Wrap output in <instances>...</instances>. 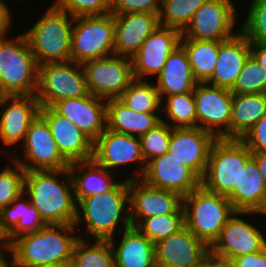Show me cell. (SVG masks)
<instances>
[{
    "mask_svg": "<svg viewBox=\"0 0 266 267\" xmlns=\"http://www.w3.org/2000/svg\"><path fill=\"white\" fill-rule=\"evenodd\" d=\"M24 193L47 225L74 224L77 201L69 169L25 171Z\"/></svg>",
    "mask_w": 266,
    "mask_h": 267,
    "instance_id": "cell-1",
    "label": "cell"
},
{
    "mask_svg": "<svg viewBox=\"0 0 266 267\" xmlns=\"http://www.w3.org/2000/svg\"><path fill=\"white\" fill-rule=\"evenodd\" d=\"M78 224H85L86 237L94 240H110L117 230L129 228V180L119 181L109 191L80 199L74 222L76 228Z\"/></svg>",
    "mask_w": 266,
    "mask_h": 267,
    "instance_id": "cell-2",
    "label": "cell"
},
{
    "mask_svg": "<svg viewBox=\"0 0 266 267\" xmlns=\"http://www.w3.org/2000/svg\"><path fill=\"white\" fill-rule=\"evenodd\" d=\"M74 224H48L34 233L15 238L11 243L15 267L43 264L70 266L72 252L80 235ZM75 233V234H73Z\"/></svg>",
    "mask_w": 266,
    "mask_h": 267,
    "instance_id": "cell-3",
    "label": "cell"
},
{
    "mask_svg": "<svg viewBox=\"0 0 266 267\" xmlns=\"http://www.w3.org/2000/svg\"><path fill=\"white\" fill-rule=\"evenodd\" d=\"M73 19L74 16L51 4L24 32L38 66L71 61Z\"/></svg>",
    "mask_w": 266,
    "mask_h": 267,
    "instance_id": "cell-4",
    "label": "cell"
},
{
    "mask_svg": "<svg viewBox=\"0 0 266 267\" xmlns=\"http://www.w3.org/2000/svg\"><path fill=\"white\" fill-rule=\"evenodd\" d=\"M38 64L25 33L0 37V90L4 95H36Z\"/></svg>",
    "mask_w": 266,
    "mask_h": 267,
    "instance_id": "cell-5",
    "label": "cell"
},
{
    "mask_svg": "<svg viewBox=\"0 0 266 267\" xmlns=\"http://www.w3.org/2000/svg\"><path fill=\"white\" fill-rule=\"evenodd\" d=\"M182 207L184 225L208 247L236 212L226 196L210 192L202 185L183 197Z\"/></svg>",
    "mask_w": 266,
    "mask_h": 267,
    "instance_id": "cell-6",
    "label": "cell"
},
{
    "mask_svg": "<svg viewBox=\"0 0 266 267\" xmlns=\"http://www.w3.org/2000/svg\"><path fill=\"white\" fill-rule=\"evenodd\" d=\"M251 152L240 139L217 138L210 149L201 185L208 191L227 196L238 184L241 170Z\"/></svg>",
    "mask_w": 266,
    "mask_h": 267,
    "instance_id": "cell-7",
    "label": "cell"
},
{
    "mask_svg": "<svg viewBox=\"0 0 266 267\" xmlns=\"http://www.w3.org/2000/svg\"><path fill=\"white\" fill-rule=\"evenodd\" d=\"M115 25L113 14L74 17L71 38V61L109 57L114 52Z\"/></svg>",
    "mask_w": 266,
    "mask_h": 267,
    "instance_id": "cell-8",
    "label": "cell"
},
{
    "mask_svg": "<svg viewBox=\"0 0 266 267\" xmlns=\"http://www.w3.org/2000/svg\"><path fill=\"white\" fill-rule=\"evenodd\" d=\"M88 94L82 64L69 61L38 66L36 98L40 106H52L57 101Z\"/></svg>",
    "mask_w": 266,
    "mask_h": 267,
    "instance_id": "cell-9",
    "label": "cell"
},
{
    "mask_svg": "<svg viewBox=\"0 0 266 267\" xmlns=\"http://www.w3.org/2000/svg\"><path fill=\"white\" fill-rule=\"evenodd\" d=\"M90 94L104 99H118L134 80L130 57L112 55L82 63Z\"/></svg>",
    "mask_w": 266,
    "mask_h": 267,
    "instance_id": "cell-10",
    "label": "cell"
},
{
    "mask_svg": "<svg viewBox=\"0 0 266 267\" xmlns=\"http://www.w3.org/2000/svg\"><path fill=\"white\" fill-rule=\"evenodd\" d=\"M233 2L207 0L194 13L181 37L198 41H227L235 37L240 31L234 32L238 14Z\"/></svg>",
    "mask_w": 266,
    "mask_h": 267,
    "instance_id": "cell-11",
    "label": "cell"
},
{
    "mask_svg": "<svg viewBox=\"0 0 266 267\" xmlns=\"http://www.w3.org/2000/svg\"><path fill=\"white\" fill-rule=\"evenodd\" d=\"M23 159L12 156L25 171L68 169L70 163L62 156L46 120L38 114L31 122L23 144Z\"/></svg>",
    "mask_w": 266,
    "mask_h": 267,
    "instance_id": "cell-12",
    "label": "cell"
},
{
    "mask_svg": "<svg viewBox=\"0 0 266 267\" xmlns=\"http://www.w3.org/2000/svg\"><path fill=\"white\" fill-rule=\"evenodd\" d=\"M93 159L107 170L118 175V168L127 164H137L141 167L134 169L128 180L141 179L146 163L141 152L140 139L137 136L118 133L107 129L94 141ZM117 170V171H116Z\"/></svg>",
    "mask_w": 266,
    "mask_h": 267,
    "instance_id": "cell-13",
    "label": "cell"
},
{
    "mask_svg": "<svg viewBox=\"0 0 266 267\" xmlns=\"http://www.w3.org/2000/svg\"><path fill=\"white\" fill-rule=\"evenodd\" d=\"M196 127L211 132L216 138L230 139L233 93L231 90L197 83L193 90Z\"/></svg>",
    "mask_w": 266,
    "mask_h": 267,
    "instance_id": "cell-14",
    "label": "cell"
},
{
    "mask_svg": "<svg viewBox=\"0 0 266 267\" xmlns=\"http://www.w3.org/2000/svg\"><path fill=\"white\" fill-rule=\"evenodd\" d=\"M266 215L256 211H236L222 229L218 238L209 247L216 256L233 259L262 251L266 247V235L262 230L243 219L241 215ZM241 217V218H240ZM260 229V230H259Z\"/></svg>",
    "mask_w": 266,
    "mask_h": 267,
    "instance_id": "cell-15",
    "label": "cell"
},
{
    "mask_svg": "<svg viewBox=\"0 0 266 267\" xmlns=\"http://www.w3.org/2000/svg\"><path fill=\"white\" fill-rule=\"evenodd\" d=\"M182 199L176 192L149 186L141 179L129 180L131 226L155 215L184 214Z\"/></svg>",
    "mask_w": 266,
    "mask_h": 267,
    "instance_id": "cell-16",
    "label": "cell"
},
{
    "mask_svg": "<svg viewBox=\"0 0 266 267\" xmlns=\"http://www.w3.org/2000/svg\"><path fill=\"white\" fill-rule=\"evenodd\" d=\"M181 32L159 25L131 57L134 79L147 80L157 76L169 54L180 45Z\"/></svg>",
    "mask_w": 266,
    "mask_h": 267,
    "instance_id": "cell-17",
    "label": "cell"
},
{
    "mask_svg": "<svg viewBox=\"0 0 266 267\" xmlns=\"http://www.w3.org/2000/svg\"><path fill=\"white\" fill-rule=\"evenodd\" d=\"M0 106L5 109L0 110L1 143L8 147L23 144L31 122L40 111L36 95H4Z\"/></svg>",
    "mask_w": 266,
    "mask_h": 267,
    "instance_id": "cell-18",
    "label": "cell"
},
{
    "mask_svg": "<svg viewBox=\"0 0 266 267\" xmlns=\"http://www.w3.org/2000/svg\"><path fill=\"white\" fill-rule=\"evenodd\" d=\"M216 139L211 132L199 127L173 128L168 153L202 179L211 146Z\"/></svg>",
    "mask_w": 266,
    "mask_h": 267,
    "instance_id": "cell-19",
    "label": "cell"
},
{
    "mask_svg": "<svg viewBox=\"0 0 266 267\" xmlns=\"http://www.w3.org/2000/svg\"><path fill=\"white\" fill-rule=\"evenodd\" d=\"M208 252L209 247L184 225L155 244L156 267H197Z\"/></svg>",
    "mask_w": 266,
    "mask_h": 267,
    "instance_id": "cell-20",
    "label": "cell"
},
{
    "mask_svg": "<svg viewBox=\"0 0 266 267\" xmlns=\"http://www.w3.org/2000/svg\"><path fill=\"white\" fill-rule=\"evenodd\" d=\"M141 180L149 186L176 192L181 197L201 185V179L169 153L150 160Z\"/></svg>",
    "mask_w": 266,
    "mask_h": 267,
    "instance_id": "cell-21",
    "label": "cell"
},
{
    "mask_svg": "<svg viewBox=\"0 0 266 267\" xmlns=\"http://www.w3.org/2000/svg\"><path fill=\"white\" fill-rule=\"evenodd\" d=\"M106 104V100L89 93L57 101L51 107L94 142L107 128Z\"/></svg>",
    "mask_w": 266,
    "mask_h": 267,
    "instance_id": "cell-22",
    "label": "cell"
},
{
    "mask_svg": "<svg viewBox=\"0 0 266 267\" xmlns=\"http://www.w3.org/2000/svg\"><path fill=\"white\" fill-rule=\"evenodd\" d=\"M39 114L48 123L62 156L69 162L93 159L94 142L51 106H40Z\"/></svg>",
    "mask_w": 266,
    "mask_h": 267,
    "instance_id": "cell-23",
    "label": "cell"
},
{
    "mask_svg": "<svg viewBox=\"0 0 266 267\" xmlns=\"http://www.w3.org/2000/svg\"><path fill=\"white\" fill-rule=\"evenodd\" d=\"M115 55L132 57L144 40L160 25L158 14H113Z\"/></svg>",
    "mask_w": 266,
    "mask_h": 267,
    "instance_id": "cell-24",
    "label": "cell"
},
{
    "mask_svg": "<svg viewBox=\"0 0 266 267\" xmlns=\"http://www.w3.org/2000/svg\"><path fill=\"white\" fill-rule=\"evenodd\" d=\"M249 55L250 41L241 32L224 41L219 46L213 75L206 83L231 90Z\"/></svg>",
    "mask_w": 266,
    "mask_h": 267,
    "instance_id": "cell-25",
    "label": "cell"
},
{
    "mask_svg": "<svg viewBox=\"0 0 266 267\" xmlns=\"http://www.w3.org/2000/svg\"><path fill=\"white\" fill-rule=\"evenodd\" d=\"M46 225L24 192L0 211V236L9 244L15 238L39 231Z\"/></svg>",
    "mask_w": 266,
    "mask_h": 267,
    "instance_id": "cell-26",
    "label": "cell"
},
{
    "mask_svg": "<svg viewBox=\"0 0 266 267\" xmlns=\"http://www.w3.org/2000/svg\"><path fill=\"white\" fill-rule=\"evenodd\" d=\"M121 240L111 238L115 267H156L155 244L136 227L121 231Z\"/></svg>",
    "mask_w": 266,
    "mask_h": 267,
    "instance_id": "cell-27",
    "label": "cell"
},
{
    "mask_svg": "<svg viewBox=\"0 0 266 267\" xmlns=\"http://www.w3.org/2000/svg\"><path fill=\"white\" fill-rule=\"evenodd\" d=\"M154 82L163 100L166 96L190 92L198 83L192 73L187 53L184 48L177 46L168 56L163 70Z\"/></svg>",
    "mask_w": 266,
    "mask_h": 267,
    "instance_id": "cell-28",
    "label": "cell"
},
{
    "mask_svg": "<svg viewBox=\"0 0 266 267\" xmlns=\"http://www.w3.org/2000/svg\"><path fill=\"white\" fill-rule=\"evenodd\" d=\"M226 197L236 211H256L266 214V188L252 158L241 170L238 184Z\"/></svg>",
    "mask_w": 266,
    "mask_h": 267,
    "instance_id": "cell-29",
    "label": "cell"
},
{
    "mask_svg": "<svg viewBox=\"0 0 266 267\" xmlns=\"http://www.w3.org/2000/svg\"><path fill=\"white\" fill-rule=\"evenodd\" d=\"M68 169L77 202L84 197L109 191L120 181L114 178L117 174L99 165L94 159L70 163Z\"/></svg>",
    "mask_w": 266,
    "mask_h": 267,
    "instance_id": "cell-30",
    "label": "cell"
},
{
    "mask_svg": "<svg viewBox=\"0 0 266 267\" xmlns=\"http://www.w3.org/2000/svg\"><path fill=\"white\" fill-rule=\"evenodd\" d=\"M160 113L135 112L119 99L107 100V129L140 137L162 122Z\"/></svg>",
    "mask_w": 266,
    "mask_h": 267,
    "instance_id": "cell-31",
    "label": "cell"
},
{
    "mask_svg": "<svg viewBox=\"0 0 266 267\" xmlns=\"http://www.w3.org/2000/svg\"><path fill=\"white\" fill-rule=\"evenodd\" d=\"M266 114V93L233 94L230 139H241Z\"/></svg>",
    "mask_w": 266,
    "mask_h": 267,
    "instance_id": "cell-32",
    "label": "cell"
},
{
    "mask_svg": "<svg viewBox=\"0 0 266 267\" xmlns=\"http://www.w3.org/2000/svg\"><path fill=\"white\" fill-rule=\"evenodd\" d=\"M224 41H198L181 37L180 45L187 53L195 80L206 83L216 67L219 46Z\"/></svg>",
    "mask_w": 266,
    "mask_h": 267,
    "instance_id": "cell-33",
    "label": "cell"
},
{
    "mask_svg": "<svg viewBox=\"0 0 266 267\" xmlns=\"http://www.w3.org/2000/svg\"><path fill=\"white\" fill-rule=\"evenodd\" d=\"M80 235L76 241L70 267H115L112 245L109 240H88ZM95 241V242H94Z\"/></svg>",
    "mask_w": 266,
    "mask_h": 267,
    "instance_id": "cell-34",
    "label": "cell"
},
{
    "mask_svg": "<svg viewBox=\"0 0 266 267\" xmlns=\"http://www.w3.org/2000/svg\"><path fill=\"white\" fill-rule=\"evenodd\" d=\"M118 99L135 112L163 114L160 93L148 79H134Z\"/></svg>",
    "mask_w": 266,
    "mask_h": 267,
    "instance_id": "cell-35",
    "label": "cell"
},
{
    "mask_svg": "<svg viewBox=\"0 0 266 267\" xmlns=\"http://www.w3.org/2000/svg\"><path fill=\"white\" fill-rule=\"evenodd\" d=\"M162 112L168 117H166L168 121L163 117L162 121L173 128H196V107L193 91L166 96L162 100Z\"/></svg>",
    "mask_w": 266,
    "mask_h": 267,
    "instance_id": "cell-36",
    "label": "cell"
},
{
    "mask_svg": "<svg viewBox=\"0 0 266 267\" xmlns=\"http://www.w3.org/2000/svg\"><path fill=\"white\" fill-rule=\"evenodd\" d=\"M207 0H161L159 24L181 33L189 25L194 13Z\"/></svg>",
    "mask_w": 266,
    "mask_h": 267,
    "instance_id": "cell-37",
    "label": "cell"
},
{
    "mask_svg": "<svg viewBox=\"0 0 266 267\" xmlns=\"http://www.w3.org/2000/svg\"><path fill=\"white\" fill-rule=\"evenodd\" d=\"M184 226V214L155 215L141 220L135 227L154 244Z\"/></svg>",
    "mask_w": 266,
    "mask_h": 267,
    "instance_id": "cell-38",
    "label": "cell"
},
{
    "mask_svg": "<svg viewBox=\"0 0 266 267\" xmlns=\"http://www.w3.org/2000/svg\"><path fill=\"white\" fill-rule=\"evenodd\" d=\"M231 92L233 94L266 93V71L251 54L244 63Z\"/></svg>",
    "mask_w": 266,
    "mask_h": 267,
    "instance_id": "cell-39",
    "label": "cell"
},
{
    "mask_svg": "<svg viewBox=\"0 0 266 267\" xmlns=\"http://www.w3.org/2000/svg\"><path fill=\"white\" fill-rule=\"evenodd\" d=\"M12 163L13 167L7 164L0 170V211L24 192L25 170L17 162Z\"/></svg>",
    "mask_w": 266,
    "mask_h": 267,
    "instance_id": "cell-40",
    "label": "cell"
},
{
    "mask_svg": "<svg viewBox=\"0 0 266 267\" xmlns=\"http://www.w3.org/2000/svg\"><path fill=\"white\" fill-rule=\"evenodd\" d=\"M172 130L173 127L162 121L155 128L139 137L141 152L146 164L153 158L168 153Z\"/></svg>",
    "mask_w": 266,
    "mask_h": 267,
    "instance_id": "cell-41",
    "label": "cell"
},
{
    "mask_svg": "<svg viewBox=\"0 0 266 267\" xmlns=\"http://www.w3.org/2000/svg\"><path fill=\"white\" fill-rule=\"evenodd\" d=\"M240 32L250 41L266 44V0H253Z\"/></svg>",
    "mask_w": 266,
    "mask_h": 267,
    "instance_id": "cell-42",
    "label": "cell"
},
{
    "mask_svg": "<svg viewBox=\"0 0 266 267\" xmlns=\"http://www.w3.org/2000/svg\"><path fill=\"white\" fill-rule=\"evenodd\" d=\"M53 5L74 17L111 13V0H55Z\"/></svg>",
    "mask_w": 266,
    "mask_h": 267,
    "instance_id": "cell-43",
    "label": "cell"
},
{
    "mask_svg": "<svg viewBox=\"0 0 266 267\" xmlns=\"http://www.w3.org/2000/svg\"><path fill=\"white\" fill-rule=\"evenodd\" d=\"M161 0H111L112 14L151 13L158 14Z\"/></svg>",
    "mask_w": 266,
    "mask_h": 267,
    "instance_id": "cell-44",
    "label": "cell"
},
{
    "mask_svg": "<svg viewBox=\"0 0 266 267\" xmlns=\"http://www.w3.org/2000/svg\"><path fill=\"white\" fill-rule=\"evenodd\" d=\"M240 140L250 152H266V114Z\"/></svg>",
    "mask_w": 266,
    "mask_h": 267,
    "instance_id": "cell-45",
    "label": "cell"
},
{
    "mask_svg": "<svg viewBox=\"0 0 266 267\" xmlns=\"http://www.w3.org/2000/svg\"><path fill=\"white\" fill-rule=\"evenodd\" d=\"M236 267H266V247L259 252H254L232 259Z\"/></svg>",
    "mask_w": 266,
    "mask_h": 267,
    "instance_id": "cell-46",
    "label": "cell"
},
{
    "mask_svg": "<svg viewBox=\"0 0 266 267\" xmlns=\"http://www.w3.org/2000/svg\"><path fill=\"white\" fill-rule=\"evenodd\" d=\"M4 1L0 0V37L9 34L8 31L12 24L11 21H13L11 7Z\"/></svg>",
    "mask_w": 266,
    "mask_h": 267,
    "instance_id": "cell-47",
    "label": "cell"
},
{
    "mask_svg": "<svg viewBox=\"0 0 266 267\" xmlns=\"http://www.w3.org/2000/svg\"><path fill=\"white\" fill-rule=\"evenodd\" d=\"M2 247V248H1ZM7 251V253H6ZM9 255V260L6 259V255ZM0 267H15L14 254L12 247L3 238L0 240Z\"/></svg>",
    "mask_w": 266,
    "mask_h": 267,
    "instance_id": "cell-48",
    "label": "cell"
},
{
    "mask_svg": "<svg viewBox=\"0 0 266 267\" xmlns=\"http://www.w3.org/2000/svg\"><path fill=\"white\" fill-rule=\"evenodd\" d=\"M250 54L266 71V44L250 42Z\"/></svg>",
    "mask_w": 266,
    "mask_h": 267,
    "instance_id": "cell-49",
    "label": "cell"
},
{
    "mask_svg": "<svg viewBox=\"0 0 266 267\" xmlns=\"http://www.w3.org/2000/svg\"><path fill=\"white\" fill-rule=\"evenodd\" d=\"M251 158L256 163L266 188V152H251Z\"/></svg>",
    "mask_w": 266,
    "mask_h": 267,
    "instance_id": "cell-50",
    "label": "cell"
},
{
    "mask_svg": "<svg viewBox=\"0 0 266 267\" xmlns=\"http://www.w3.org/2000/svg\"><path fill=\"white\" fill-rule=\"evenodd\" d=\"M199 267H218V256L208 252L206 258L199 264Z\"/></svg>",
    "mask_w": 266,
    "mask_h": 267,
    "instance_id": "cell-51",
    "label": "cell"
},
{
    "mask_svg": "<svg viewBox=\"0 0 266 267\" xmlns=\"http://www.w3.org/2000/svg\"><path fill=\"white\" fill-rule=\"evenodd\" d=\"M218 267H236V264L232 259L218 256Z\"/></svg>",
    "mask_w": 266,
    "mask_h": 267,
    "instance_id": "cell-52",
    "label": "cell"
},
{
    "mask_svg": "<svg viewBox=\"0 0 266 267\" xmlns=\"http://www.w3.org/2000/svg\"><path fill=\"white\" fill-rule=\"evenodd\" d=\"M29 267H67V265H60V264H43V265L29 266Z\"/></svg>",
    "mask_w": 266,
    "mask_h": 267,
    "instance_id": "cell-53",
    "label": "cell"
},
{
    "mask_svg": "<svg viewBox=\"0 0 266 267\" xmlns=\"http://www.w3.org/2000/svg\"><path fill=\"white\" fill-rule=\"evenodd\" d=\"M3 96H4V94L0 90V103H1V100H2Z\"/></svg>",
    "mask_w": 266,
    "mask_h": 267,
    "instance_id": "cell-54",
    "label": "cell"
}]
</instances>
